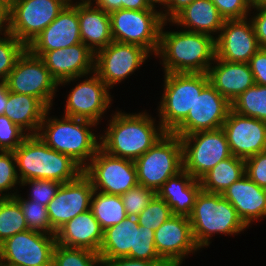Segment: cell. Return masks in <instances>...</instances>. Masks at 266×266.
<instances>
[{"instance_id":"1","label":"cell","mask_w":266,"mask_h":266,"mask_svg":"<svg viewBox=\"0 0 266 266\" xmlns=\"http://www.w3.org/2000/svg\"><path fill=\"white\" fill-rule=\"evenodd\" d=\"M107 122V128L100 134V148L112 156L132 161L166 133L156 117L146 110L138 113L116 110Z\"/></svg>"},{"instance_id":"2","label":"cell","mask_w":266,"mask_h":266,"mask_svg":"<svg viewBox=\"0 0 266 266\" xmlns=\"http://www.w3.org/2000/svg\"><path fill=\"white\" fill-rule=\"evenodd\" d=\"M164 21L155 58H160L164 73H206L216 57L215 38L205 33L166 31Z\"/></svg>"},{"instance_id":"3","label":"cell","mask_w":266,"mask_h":266,"mask_svg":"<svg viewBox=\"0 0 266 266\" xmlns=\"http://www.w3.org/2000/svg\"><path fill=\"white\" fill-rule=\"evenodd\" d=\"M50 110L45 112L37 135L52 149L70 156L84 168L95 156L100 148V135L92 129L98 124L80 118L49 116ZM99 137V138H98Z\"/></svg>"},{"instance_id":"4","label":"cell","mask_w":266,"mask_h":266,"mask_svg":"<svg viewBox=\"0 0 266 266\" xmlns=\"http://www.w3.org/2000/svg\"><path fill=\"white\" fill-rule=\"evenodd\" d=\"M13 153L21 182L49 179L62 184L75 180L83 172L70 156L50 148L38 135H28Z\"/></svg>"},{"instance_id":"5","label":"cell","mask_w":266,"mask_h":266,"mask_svg":"<svg viewBox=\"0 0 266 266\" xmlns=\"http://www.w3.org/2000/svg\"><path fill=\"white\" fill-rule=\"evenodd\" d=\"M194 240L200 250L209 247L216 234L235 236L248 227L238 216L236 209L222 194L200 190L193 210L188 216Z\"/></svg>"},{"instance_id":"6","label":"cell","mask_w":266,"mask_h":266,"mask_svg":"<svg viewBox=\"0 0 266 266\" xmlns=\"http://www.w3.org/2000/svg\"><path fill=\"white\" fill-rule=\"evenodd\" d=\"M163 92L157 109L158 120L172 132L193 108L197 95L209 83L206 73H163Z\"/></svg>"},{"instance_id":"7","label":"cell","mask_w":266,"mask_h":266,"mask_svg":"<svg viewBox=\"0 0 266 266\" xmlns=\"http://www.w3.org/2000/svg\"><path fill=\"white\" fill-rule=\"evenodd\" d=\"M139 185L155 192L183 170L180 136L166 132L149 150L134 161Z\"/></svg>"},{"instance_id":"8","label":"cell","mask_w":266,"mask_h":266,"mask_svg":"<svg viewBox=\"0 0 266 266\" xmlns=\"http://www.w3.org/2000/svg\"><path fill=\"white\" fill-rule=\"evenodd\" d=\"M113 41L135 44L156 56L164 23L157 9H120L110 13Z\"/></svg>"},{"instance_id":"9","label":"cell","mask_w":266,"mask_h":266,"mask_svg":"<svg viewBox=\"0 0 266 266\" xmlns=\"http://www.w3.org/2000/svg\"><path fill=\"white\" fill-rule=\"evenodd\" d=\"M80 78L85 79L80 80ZM71 82H76V86L70 89L67 95L63 115L90 120L99 125L106 116L104 114H107V109L112 106L113 97L110 89L95 72L63 80L58 83V86L65 87Z\"/></svg>"},{"instance_id":"10","label":"cell","mask_w":266,"mask_h":266,"mask_svg":"<svg viewBox=\"0 0 266 266\" xmlns=\"http://www.w3.org/2000/svg\"><path fill=\"white\" fill-rule=\"evenodd\" d=\"M180 138L183 147V169L197 180L220 161L232 156L222 128L198 131Z\"/></svg>"},{"instance_id":"11","label":"cell","mask_w":266,"mask_h":266,"mask_svg":"<svg viewBox=\"0 0 266 266\" xmlns=\"http://www.w3.org/2000/svg\"><path fill=\"white\" fill-rule=\"evenodd\" d=\"M5 82L8 91L34 96L48 109L54 105L53 100L59 89L44 61L28 49L17 59Z\"/></svg>"},{"instance_id":"12","label":"cell","mask_w":266,"mask_h":266,"mask_svg":"<svg viewBox=\"0 0 266 266\" xmlns=\"http://www.w3.org/2000/svg\"><path fill=\"white\" fill-rule=\"evenodd\" d=\"M71 0H17L9 4V34L26 47Z\"/></svg>"},{"instance_id":"13","label":"cell","mask_w":266,"mask_h":266,"mask_svg":"<svg viewBox=\"0 0 266 266\" xmlns=\"http://www.w3.org/2000/svg\"><path fill=\"white\" fill-rule=\"evenodd\" d=\"M83 173L95 191L110 195L121 196L139 184L134 161L112 156L101 148L83 168Z\"/></svg>"},{"instance_id":"14","label":"cell","mask_w":266,"mask_h":266,"mask_svg":"<svg viewBox=\"0 0 266 266\" xmlns=\"http://www.w3.org/2000/svg\"><path fill=\"white\" fill-rule=\"evenodd\" d=\"M152 55L143 47L112 41L95 53L94 72L113 89L145 64Z\"/></svg>"},{"instance_id":"15","label":"cell","mask_w":266,"mask_h":266,"mask_svg":"<svg viewBox=\"0 0 266 266\" xmlns=\"http://www.w3.org/2000/svg\"><path fill=\"white\" fill-rule=\"evenodd\" d=\"M55 235L26 230L0 244V264L4 266H52Z\"/></svg>"},{"instance_id":"16","label":"cell","mask_w":266,"mask_h":266,"mask_svg":"<svg viewBox=\"0 0 266 266\" xmlns=\"http://www.w3.org/2000/svg\"><path fill=\"white\" fill-rule=\"evenodd\" d=\"M230 109L231 103L208 83L197 95L187 117L171 133L183 137L222 128Z\"/></svg>"},{"instance_id":"17","label":"cell","mask_w":266,"mask_h":266,"mask_svg":"<svg viewBox=\"0 0 266 266\" xmlns=\"http://www.w3.org/2000/svg\"><path fill=\"white\" fill-rule=\"evenodd\" d=\"M155 248L166 263H182L191 254L200 251L188 216L172 215L154 233Z\"/></svg>"},{"instance_id":"18","label":"cell","mask_w":266,"mask_h":266,"mask_svg":"<svg viewBox=\"0 0 266 266\" xmlns=\"http://www.w3.org/2000/svg\"><path fill=\"white\" fill-rule=\"evenodd\" d=\"M215 47L216 58L237 63H248L261 48L249 17L225 20L215 38Z\"/></svg>"},{"instance_id":"19","label":"cell","mask_w":266,"mask_h":266,"mask_svg":"<svg viewBox=\"0 0 266 266\" xmlns=\"http://www.w3.org/2000/svg\"><path fill=\"white\" fill-rule=\"evenodd\" d=\"M222 129L231 154L248 159L266 150V122L241 115L230 109Z\"/></svg>"},{"instance_id":"20","label":"cell","mask_w":266,"mask_h":266,"mask_svg":"<svg viewBox=\"0 0 266 266\" xmlns=\"http://www.w3.org/2000/svg\"><path fill=\"white\" fill-rule=\"evenodd\" d=\"M94 188L82 172L75 180L62 183L47 206L52 228L57 231L66 222L90 209Z\"/></svg>"},{"instance_id":"21","label":"cell","mask_w":266,"mask_h":266,"mask_svg":"<svg viewBox=\"0 0 266 266\" xmlns=\"http://www.w3.org/2000/svg\"><path fill=\"white\" fill-rule=\"evenodd\" d=\"M75 1L71 0L60 14L27 46L33 55L40 57L46 51L82 43L78 0Z\"/></svg>"},{"instance_id":"22","label":"cell","mask_w":266,"mask_h":266,"mask_svg":"<svg viewBox=\"0 0 266 266\" xmlns=\"http://www.w3.org/2000/svg\"><path fill=\"white\" fill-rule=\"evenodd\" d=\"M40 58L57 83L94 72L95 53L84 43L46 51Z\"/></svg>"},{"instance_id":"23","label":"cell","mask_w":266,"mask_h":266,"mask_svg":"<svg viewBox=\"0 0 266 266\" xmlns=\"http://www.w3.org/2000/svg\"><path fill=\"white\" fill-rule=\"evenodd\" d=\"M222 196L236 209L248 228L252 227L253 222L266 217V189L259 187L246 175L232 183Z\"/></svg>"},{"instance_id":"24","label":"cell","mask_w":266,"mask_h":266,"mask_svg":"<svg viewBox=\"0 0 266 266\" xmlns=\"http://www.w3.org/2000/svg\"><path fill=\"white\" fill-rule=\"evenodd\" d=\"M212 64L207 72L209 83L230 103L255 85L248 63L227 62L215 57Z\"/></svg>"},{"instance_id":"25","label":"cell","mask_w":266,"mask_h":266,"mask_svg":"<svg viewBox=\"0 0 266 266\" xmlns=\"http://www.w3.org/2000/svg\"><path fill=\"white\" fill-rule=\"evenodd\" d=\"M55 237L59 245L98 253L103 242V230L89 209L62 225Z\"/></svg>"},{"instance_id":"26","label":"cell","mask_w":266,"mask_h":266,"mask_svg":"<svg viewBox=\"0 0 266 266\" xmlns=\"http://www.w3.org/2000/svg\"><path fill=\"white\" fill-rule=\"evenodd\" d=\"M78 17L81 41L93 53L112 41L110 14L90 0H78Z\"/></svg>"},{"instance_id":"27","label":"cell","mask_w":266,"mask_h":266,"mask_svg":"<svg viewBox=\"0 0 266 266\" xmlns=\"http://www.w3.org/2000/svg\"><path fill=\"white\" fill-rule=\"evenodd\" d=\"M224 21L225 19L211 0H194L169 21V25H176L177 29L181 27L187 31L205 33L216 38Z\"/></svg>"},{"instance_id":"28","label":"cell","mask_w":266,"mask_h":266,"mask_svg":"<svg viewBox=\"0 0 266 266\" xmlns=\"http://www.w3.org/2000/svg\"><path fill=\"white\" fill-rule=\"evenodd\" d=\"M200 190L199 180L183 169L169 178L157 190L156 195L169 205L173 215L189 216Z\"/></svg>"},{"instance_id":"29","label":"cell","mask_w":266,"mask_h":266,"mask_svg":"<svg viewBox=\"0 0 266 266\" xmlns=\"http://www.w3.org/2000/svg\"><path fill=\"white\" fill-rule=\"evenodd\" d=\"M48 108L36 97L8 91L4 115L28 135H37Z\"/></svg>"},{"instance_id":"30","label":"cell","mask_w":266,"mask_h":266,"mask_svg":"<svg viewBox=\"0 0 266 266\" xmlns=\"http://www.w3.org/2000/svg\"><path fill=\"white\" fill-rule=\"evenodd\" d=\"M136 217L127 216L121 223L103 231V242L98 254L102 260L130 257L136 250Z\"/></svg>"},{"instance_id":"31","label":"cell","mask_w":266,"mask_h":266,"mask_svg":"<svg viewBox=\"0 0 266 266\" xmlns=\"http://www.w3.org/2000/svg\"><path fill=\"white\" fill-rule=\"evenodd\" d=\"M245 175V160L230 156L220 161L200 179L201 190L222 194L232 183Z\"/></svg>"},{"instance_id":"32","label":"cell","mask_w":266,"mask_h":266,"mask_svg":"<svg viewBox=\"0 0 266 266\" xmlns=\"http://www.w3.org/2000/svg\"><path fill=\"white\" fill-rule=\"evenodd\" d=\"M90 210L103 231L121 223L127 217L121 196L95 190L91 197Z\"/></svg>"},{"instance_id":"33","label":"cell","mask_w":266,"mask_h":266,"mask_svg":"<svg viewBox=\"0 0 266 266\" xmlns=\"http://www.w3.org/2000/svg\"><path fill=\"white\" fill-rule=\"evenodd\" d=\"M231 109L266 122V86L255 84L249 87L231 103Z\"/></svg>"},{"instance_id":"34","label":"cell","mask_w":266,"mask_h":266,"mask_svg":"<svg viewBox=\"0 0 266 266\" xmlns=\"http://www.w3.org/2000/svg\"><path fill=\"white\" fill-rule=\"evenodd\" d=\"M26 230L28 226L18 202L13 197L0 198V244Z\"/></svg>"},{"instance_id":"35","label":"cell","mask_w":266,"mask_h":266,"mask_svg":"<svg viewBox=\"0 0 266 266\" xmlns=\"http://www.w3.org/2000/svg\"><path fill=\"white\" fill-rule=\"evenodd\" d=\"M52 266H102L100 255L84 248H70L55 244Z\"/></svg>"},{"instance_id":"36","label":"cell","mask_w":266,"mask_h":266,"mask_svg":"<svg viewBox=\"0 0 266 266\" xmlns=\"http://www.w3.org/2000/svg\"><path fill=\"white\" fill-rule=\"evenodd\" d=\"M13 198L20 205L28 226V230L43 234L56 235V231L50 224L46 206L30 201L29 199L25 198V196L23 198L19 192Z\"/></svg>"},{"instance_id":"37","label":"cell","mask_w":266,"mask_h":266,"mask_svg":"<svg viewBox=\"0 0 266 266\" xmlns=\"http://www.w3.org/2000/svg\"><path fill=\"white\" fill-rule=\"evenodd\" d=\"M20 185L13 151L0 150V198L14 197Z\"/></svg>"},{"instance_id":"38","label":"cell","mask_w":266,"mask_h":266,"mask_svg":"<svg viewBox=\"0 0 266 266\" xmlns=\"http://www.w3.org/2000/svg\"><path fill=\"white\" fill-rule=\"evenodd\" d=\"M27 47L14 35L0 37V82H5Z\"/></svg>"},{"instance_id":"39","label":"cell","mask_w":266,"mask_h":266,"mask_svg":"<svg viewBox=\"0 0 266 266\" xmlns=\"http://www.w3.org/2000/svg\"><path fill=\"white\" fill-rule=\"evenodd\" d=\"M169 205L157 195L149 202L145 209L136 217L139 225L156 230L172 216Z\"/></svg>"},{"instance_id":"40","label":"cell","mask_w":266,"mask_h":266,"mask_svg":"<svg viewBox=\"0 0 266 266\" xmlns=\"http://www.w3.org/2000/svg\"><path fill=\"white\" fill-rule=\"evenodd\" d=\"M29 186V193L26 197L30 201L37 202L48 206L50 201L55 197L57 190L61 186V183L49 179H31L21 182L20 187Z\"/></svg>"},{"instance_id":"41","label":"cell","mask_w":266,"mask_h":266,"mask_svg":"<svg viewBox=\"0 0 266 266\" xmlns=\"http://www.w3.org/2000/svg\"><path fill=\"white\" fill-rule=\"evenodd\" d=\"M155 195L154 190L139 184L129 189L121 195L127 216L137 217Z\"/></svg>"},{"instance_id":"42","label":"cell","mask_w":266,"mask_h":266,"mask_svg":"<svg viewBox=\"0 0 266 266\" xmlns=\"http://www.w3.org/2000/svg\"><path fill=\"white\" fill-rule=\"evenodd\" d=\"M154 233V230L139 225L137 230L136 250L130 258L147 261H164L156 251Z\"/></svg>"},{"instance_id":"43","label":"cell","mask_w":266,"mask_h":266,"mask_svg":"<svg viewBox=\"0 0 266 266\" xmlns=\"http://www.w3.org/2000/svg\"><path fill=\"white\" fill-rule=\"evenodd\" d=\"M28 136L4 114L0 115V150L14 151Z\"/></svg>"},{"instance_id":"44","label":"cell","mask_w":266,"mask_h":266,"mask_svg":"<svg viewBox=\"0 0 266 266\" xmlns=\"http://www.w3.org/2000/svg\"><path fill=\"white\" fill-rule=\"evenodd\" d=\"M225 20L249 17L251 6L247 0H211Z\"/></svg>"},{"instance_id":"45","label":"cell","mask_w":266,"mask_h":266,"mask_svg":"<svg viewBox=\"0 0 266 266\" xmlns=\"http://www.w3.org/2000/svg\"><path fill=\"white\" fill-rule=\"evenodd\" d=\"M245 175L266 189V150L245 160Z\"/></svg>"},{"instance_id":"46","label":"cell","mask_w":266,"mask_h":266,"mask_svg":"<svg viewBox=\"0 0 266 266\" xmlns=\"http://www.w3.org/2000/svg\"><path fill=\"white\" fill-rule=\"evenodd\" d=\"M249 17L252 21L260 47L266 49V6L253 7Z\"/></svg>"},{"instance_id":"47","label":"cell","mask_w":266,"mask_h":266,"mask_svg":"<svg viewBox=\"0 0 266 266\" xmlns=\"http://www.w3.org/2000/svg\"><path fill=\"white\" fill-rule=\"evenodd\" d=\"M255 84L266 86V49L260 48L248 62Z\"/></svg>"},{"instance_id":"48","label":"cell","mask_w":266,"mask_h":266,"mask_svg":"<svg viewBox=\"0 0 266 266\" xmlns=\"http://www.w3.org/2000/svg\"><path fill=\"white\" fill-rule=\"evenodd\" d=\"M194 0H163L160 11L164 21H171L180 11ZM162 9V10H161Z\"/></svg>"},{"instance_id":"49","label":"cell","mask_w":266,"mask_h":266,"mask_svg":"<svg viewBox=\"0 0 266 266\" xmlns=\"http://www.w3.org/2000/svg\"><path fill=\"white\" fill-rule=\"evenodd\" d=\"M165 261H147L122 257L111 260H102V266H165Z\"/></svg>"},{"instance_id":"50","label":"cell","mask_w":266,"mask_h":266,"mask_svg":"<svg viewBox=\"0 0 266 266\" xmlns=\"http://www.w3.org/2000/svg\"><path fill=\"white\" fill-rule=\"evenodd\" d=\"M9 5L5 0H0V37L9 34Z\"/></svg>"},{"instance_id":"51","label":"cell","mask_w":266,"mask_h":266,"mask_svg":"<svg viewBox=\"0 0 266 266\" xmlns=\"http://www.w3.org/2000/svg\"><path fill=\"white\" fill-rule=\"evenodd\" d=\"M93 1L92 3L101 8L102 10L106 11L107 13H111L116 10L122 9V2L121 0H90Z\"/></svg>"},{"instance_id":"52","label":"cell","mask_w":266,"mask_h":266,"mask_svg":"<svg viewBox=\"0 0 266 266\" xmlns=\"http://www.w3.org/2000/svg\"><path fill=\"white\" fill-rule=\"evenodd\" d=\"M122 9L130 10H144V9H156L151 7L146 0H121Z\"/></svg>"},{"instance_id":"53","label":"cell","mask_w":266,"mask_h":266,"mask_svg":"<svg viewBox=\"0 0 266 266\" xmlns=\"http://www.w3.org/2000/svg\"><path fill=\"white\" fill-rule=\"evenodd\" d=\"M7 103V85L6 82H0V115L4 114Z\"/></svg>"},{"instance_id":"54","label":"cell","mask_w":266,"mask_h":266,"mask_svg":"<svg viewBox=\"0 0 266 266\" xmlns=\"http://www.w3.org/2000/svg\"><path fill=\"white\" fill-rule=\"evenodd\" d=\"M248 4L253 7L266 6V0H247Z\"/></svg>"},{"instance_id":"55","label":"cell","mask_w":266,"mask_h":266,"mask_svg":"<svg viewBox=\"0 0 266 266\" xmlns=\"http://www.w3.org/2000/svg\"><path fill=\"white\" fill-rule=\"evenodd\" d=\"M148 2V4L151 6V7H154V8H157L159 6L162 7L163 5V0H146ZM158 5V6H157Z\"/></svg>"},{"instance_id":"56","label":"cell","mask_w":266,"mask_h":266,"mask_svg":"<svg viewBox=\"0 0 266 266\" xmlns=\"http://www.w3.org/2000/svg\"><path fill=\"white\" fill-rule=\"evenodd\" d=\"M165 266H182V263H167Z\"/></svg>"},{"instance_id":"57","label":"cell","mask_w":266,"mask_h":266,"mask_svg":"<svg viewBox=\"0 0 266 266\" xmlns=\"http://www.w3.org/2000/svg\"><path fill=\"white\" fill-rule=\"evenodd\" d=\"M7 3H8V5L10 4V3H12V2H14V1H17V0H5Z\"/></svg>"}]
</instances>
